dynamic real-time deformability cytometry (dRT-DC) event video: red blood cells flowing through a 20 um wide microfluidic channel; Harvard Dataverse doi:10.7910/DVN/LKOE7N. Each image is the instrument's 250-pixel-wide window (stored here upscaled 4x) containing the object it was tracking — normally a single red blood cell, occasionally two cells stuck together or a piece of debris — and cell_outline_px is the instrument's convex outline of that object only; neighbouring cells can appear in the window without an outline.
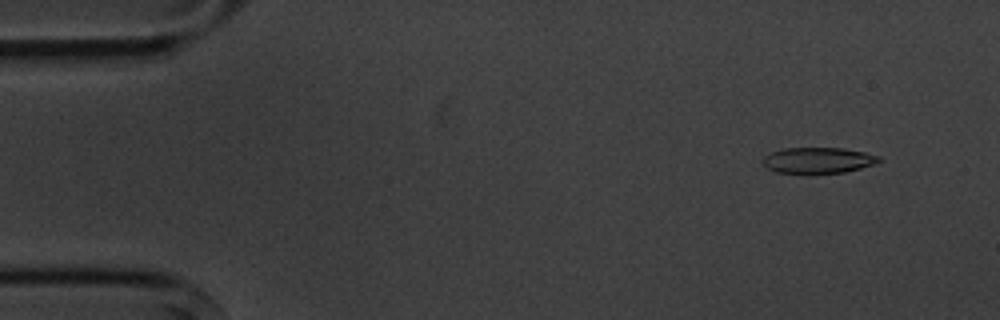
{"species": "common noctule bat (a hibernating species)", "species_latin": "Nyctalus noctula", "temperature_condition": "cold", "stored_images_in_passage": 5, "camera_frame_rate_fps": 3000, "um_per_image_px": 0.085, "animal": {"sex": "male", "body_mass_g": 20.1, "forearm_length_mm": 53.5}, "frame": {"image": 1, "passage_image": 2, "time_ms": 1.0, "image_size_px": [1000, 320], "cell_outline_px": [[884, 160], [876, 164], [844, 172], [776, 172], [768, 168], [764, 164], [764, 156], [772, 152], [784, 148], [844, 148], [864, 152], [880, 156]], "centroid_in_image_um": [69.61, 13.6], "position_along_channel_um": 15.4, "area_um2": 17.22}}
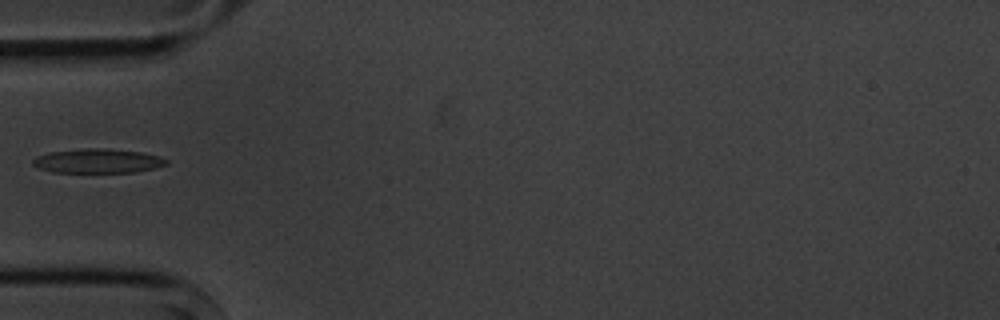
{"frame": {"image": 2, "passage_image": 5, "time_ms": 5.333, "image_size_px": [1000, 320], "cell_outline_px": [[168, 164], [156, 168], [136, 172], [52, 172], [36, 168], [32, 164], [32, 160], [36, 156], [48, 152], [84, 148], [108, 148], [140, 152], [160, 156], [168, 160]], "centroid_in_image_um": [8.29, 13.68], "position_along_channel_um": 76.7, "area_um2": 19.13}}